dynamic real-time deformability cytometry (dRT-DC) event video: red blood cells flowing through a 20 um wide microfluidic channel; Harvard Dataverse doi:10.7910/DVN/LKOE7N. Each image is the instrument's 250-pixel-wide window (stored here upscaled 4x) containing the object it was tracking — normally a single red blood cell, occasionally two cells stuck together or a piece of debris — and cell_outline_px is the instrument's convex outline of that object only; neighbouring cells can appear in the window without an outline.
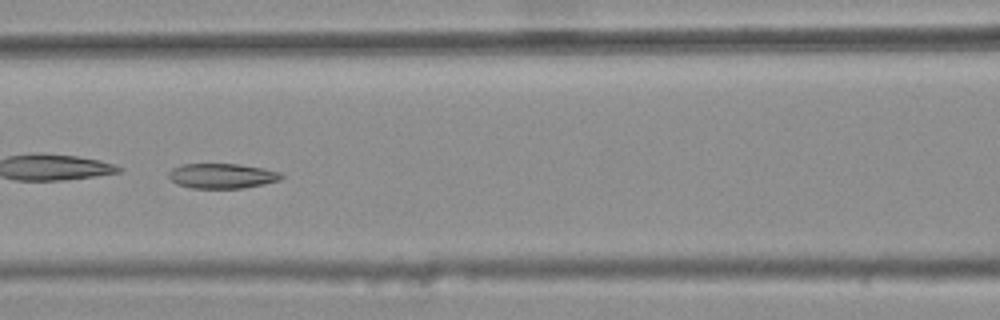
{"species": "common noctule bat (a hibernating species)", "species_latin": "Nyctalus noctula", "temperature_condition": "warm", "stored_images_in_passage": 8, "camera_frame_rate_fps": 3000, "um_per_image_px": 0.085, "animal": {"sex": "female", "body_mass_g": 25.1}, "frame": {"image": 1, "passage_image": 6, "time_ms": 1.667, "image_size_px": [1000, 320], "cell_outline_px": [[284, 176], [280, 180], [244, 188], [192, 188], [176, 184], [168, 176], [168, 172], [172, 168], [180, 164], [236, 164], [264, 168], [280, 172]], "centroid_in_image_um": [18.85, 14.95], "position_along_channel_um": 147.7, "area_um2": 16.42}}
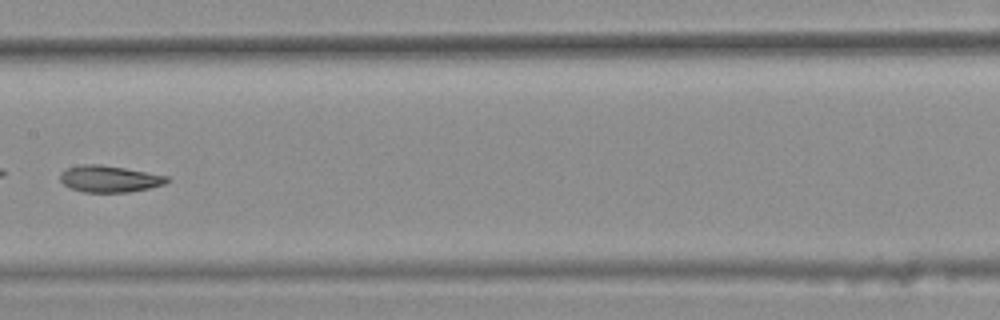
{"frame": {"image": 2, "passage_image": 7, "time_ms": 2.0, "image_size_px": [1000, 320], "cell_outline_px": [[168, 180], [164, 184], [148, 188], [128, 192], [84, 192], [72, 188], [64, 184], [60, 180], [60, 172], [68, 168], [80, 164], [100, 164], [124, 168], [168, 176]], "centroid_in_image_um": [9.27, 15.2], "position_along_channel_um": 198.1, "area_um2": 16.36}}
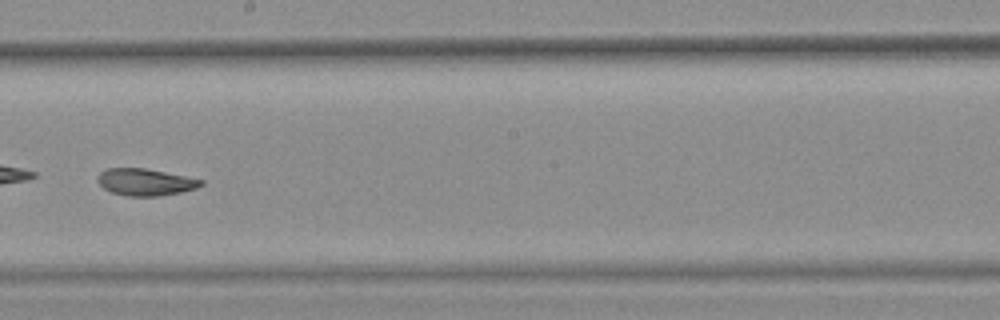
{"frame": {"image": 3, "passage_image": 8, "time_ms": 2.333, "image_size_px": [1000, 320], "cell_outline_px": [[204, 184], [196, 188], [180, 192], [160, 196], [128, 196], [112, 192], [104, 188], [96, 180], [96, 176], [100, 172], [108, 168], [144, 168], [204, 180]], "centroid_in_image_um": [12.33, 15.47], "position_along_channel_um": 235.9, "area_um2": 16.13}}